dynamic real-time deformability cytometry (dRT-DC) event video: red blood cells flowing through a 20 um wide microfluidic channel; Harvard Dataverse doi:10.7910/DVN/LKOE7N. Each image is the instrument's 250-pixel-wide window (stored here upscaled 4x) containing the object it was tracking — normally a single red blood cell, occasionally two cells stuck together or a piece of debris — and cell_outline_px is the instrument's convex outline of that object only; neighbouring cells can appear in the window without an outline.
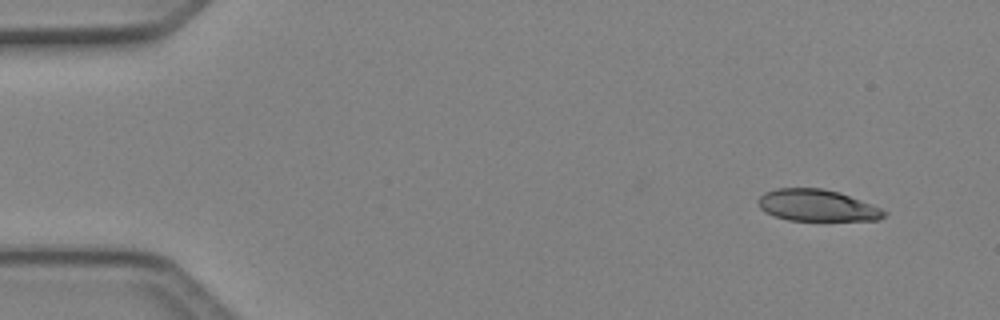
{"species": "Egyptian fruit bat (a non-hibernating species)", "species_latin": "Rousettus aegyptiacus", "temperature_condition": "cold", "stored_images_in_passage": 4, "camera_frame_rate_fps": 3000, "um_per_image_px": 0.085, "animal": {"sex": "female"}, "frame": {"image": 1, "passage_image": 1, "time_ms": 0.0, "image_size_px": [1000, 320], "cell_outline_px": [[888, 212], [880, 220], [788, 220], [764, 212], [760, 208], [756, 200], [764, 192], [776, 188], [820, 188], [840, 192], [880, 208]], "centroid_in_image_um": [69.42, 17.45], "position_along_channel_um": 15.6, "area_um2": 23.18}}
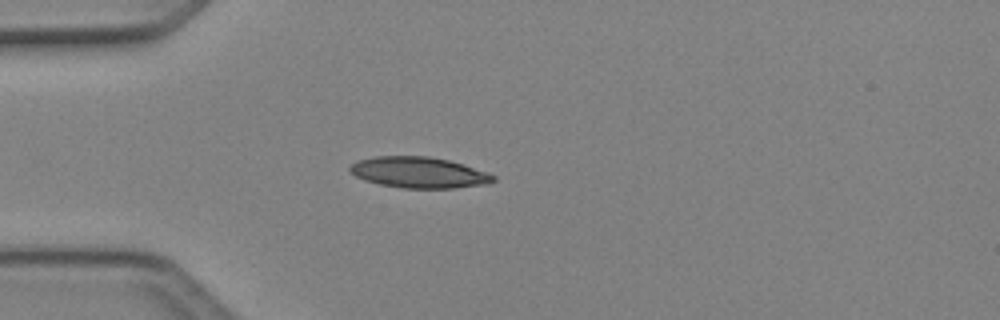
{"frame": {"image": 2, "passage_image": 4, "time_ms": 1.0, "image_size_px": [1000, 320], "cell_outline_px": [[496, 180], [488, 184], [456, 188], [404, 188], [380, 184], [364, 180], [348, 172], [348, 168], [356, 160], [376, 156], [428, 156], [448, 160], [464, 164], [488, 172], [496, 176]], "centroid_in_image_um": [35.62, 14.66], "position_along_channel_um": 49.4, "area_um2": 26.13}}